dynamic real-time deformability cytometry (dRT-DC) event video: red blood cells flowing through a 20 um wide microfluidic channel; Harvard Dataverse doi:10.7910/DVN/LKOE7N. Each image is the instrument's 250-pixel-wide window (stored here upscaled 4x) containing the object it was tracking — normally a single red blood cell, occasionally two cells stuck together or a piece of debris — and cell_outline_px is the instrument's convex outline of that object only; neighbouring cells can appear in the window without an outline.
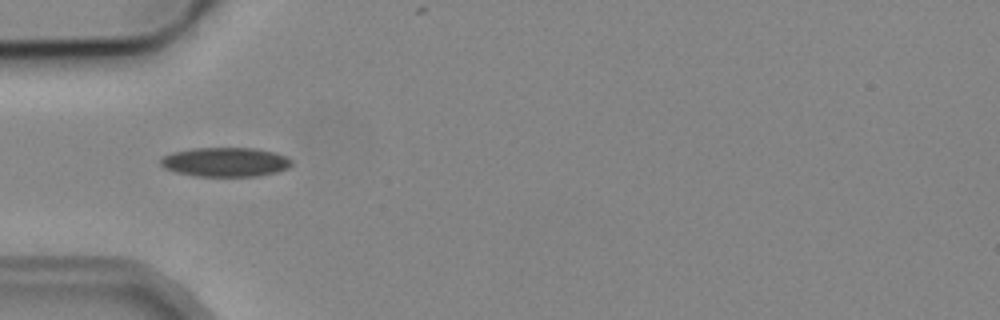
{"species": "common noctule bat (a hibernating species)", "species_latin": "Nyctalus noctula", "temperature_condition": "cold", "stored_images_in_passage": 9, "camera_frame_rate_fps": 3000, "um_per_image_px": 0.085, "animal": {"sex": "male", "body_mass_g": 19.2, "forearm_length_mm": 51.8}, "frame": {"image": 1, "passage_image": 4, "time_ms": 3.667, "image_size_px": [1000, 320], "cell_outline_px": [[292, 164], [288, 168], [276, 172], [256, 176], [196, 176], [176, 172], [164, 168], [160, 164], [160, 160], [164, 156], [172, 152], [192, 148], [252, 148], [272, 152], [284, 156], [292, 160]], "centroid_in_image_um": [19.12, 13.77], "position_along_channel_um": 65.9, "area_um2": 22.2}}
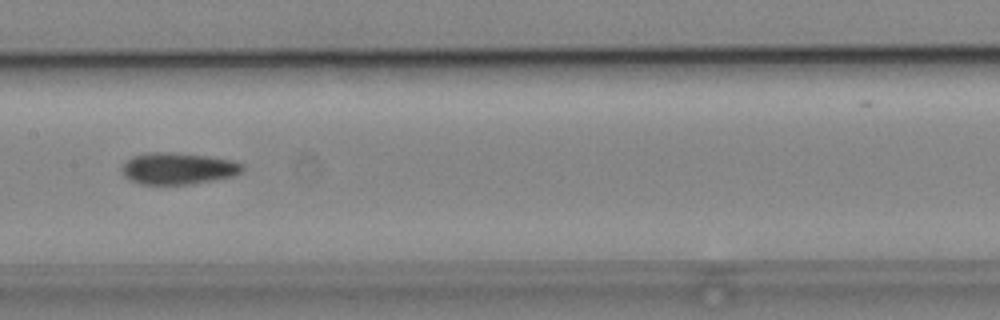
{"frame": {"image": 2, "passage_image": 7, "time_ms": 7.0, "image_size_px": [1000, 320], "cell_outline_px": [[244, 168], [240, 172], [232, 176], [192, 184], [140, 184], [124, 176], [120, 168], [132, 156], [148, 152], [168, 152], [204, 156], [232, 160], [240, 164]], "centroid_in_image_um": [15.08, 14.32], "position_along_channel_um": 192.3, "area_um2": 21.91}}
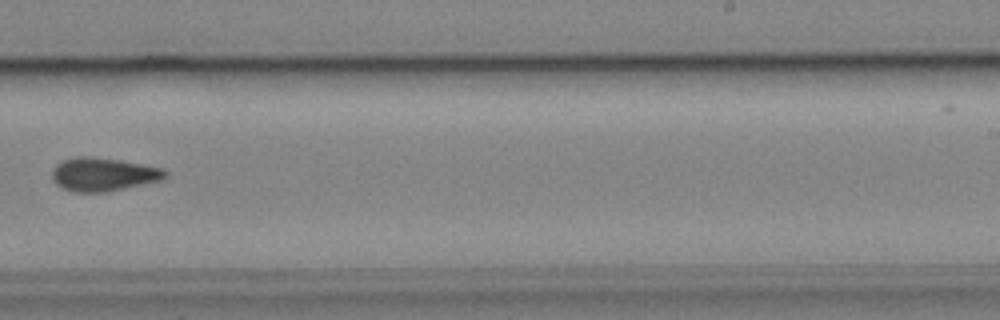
{"frame": {"image": 3, "passage_image": 9, "time_ms": 9.333, "image_size_px": [1000, 320], "cell_outline_px": [[168, 176], [164, 180], [104, 192], [72, 192], [56, 184], [52, 180], [52, 168], [56, 164], [64, 160], [76, 156], [88, 156], [116, 160], [140, 164], [160, 168], [168, 172]], "centroid_in_image_um": [8.76, 14.83], "position_along_channel_um": 280.2, "area_um2": 21.91}}